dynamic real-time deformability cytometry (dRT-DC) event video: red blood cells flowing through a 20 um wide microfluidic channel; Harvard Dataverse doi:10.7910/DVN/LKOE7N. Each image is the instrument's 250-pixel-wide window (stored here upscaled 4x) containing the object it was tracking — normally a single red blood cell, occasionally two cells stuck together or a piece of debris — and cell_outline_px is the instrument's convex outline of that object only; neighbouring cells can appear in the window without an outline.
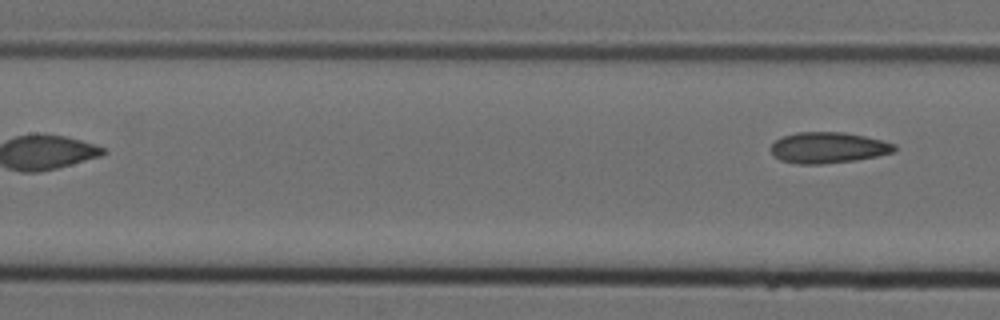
{"species": "Egyptian fruit bat (a non-hibernating species)", "species_latin": "Rousettus aegyptiacus", "temperature_condition": "cold", "stored_images_in_passage": 9, "segment_of_instrument_passage": [2, 2], "camera_frame_rate_fps": 3000, "um_per_image_px": 0.085, "animal": {"sex": "female"}, "frame": {"image": 1, "passage_image": 9, "time_ms": 2.667, "image_size_px": [1000, 320], "cell_outline_px": [[896, 148], [892, 152], [876, 156], [856, 160], [820, 164], [796, 164], [780, 160], [772, 156], [772, 144], [776, 140], [784, 136], [796, 132], [844, 132], [864, 136], [896, 144]], "centroid_in_image_um": [70.36, 12.55], "position_along_channel_um": 137.0, "area_um2": 22.2}}